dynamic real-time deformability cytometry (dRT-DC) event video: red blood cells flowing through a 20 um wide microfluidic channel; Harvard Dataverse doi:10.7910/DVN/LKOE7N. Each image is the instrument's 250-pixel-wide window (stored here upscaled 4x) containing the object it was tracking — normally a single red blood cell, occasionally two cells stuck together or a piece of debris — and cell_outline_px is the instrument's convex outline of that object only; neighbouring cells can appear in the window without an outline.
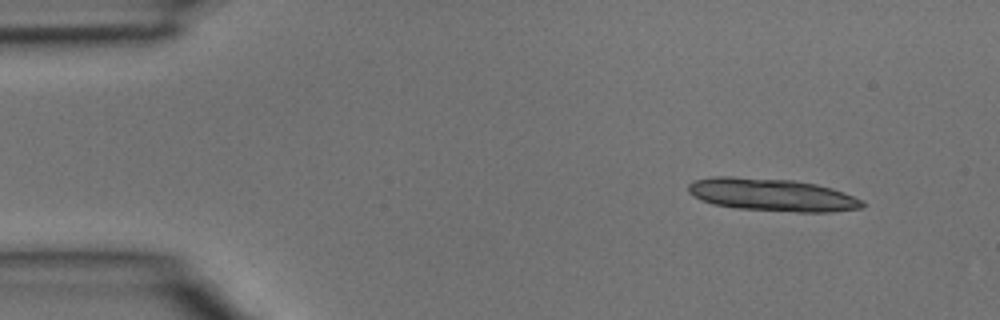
{"species": "common noctule bat (a hibernating species)", "species_latin": "Nyctalus noctula", "temperature_condition": "room temperature", "stored_images_in_passage": 3, "segment_of_instrument_passage": [1, 2], "camera_frame_rate_fps": 3000, "um_per_image_px": 0.085, "animal": {"sex": "male", "body_mass_g": 15.6}, "frame": {"image": 1, "passage_image": 1, "time_ms": 0.0, "image_size_px": [1000, 320], "cell_outline_px": [[864, 208], [832, 212], [796, 212], [736, 208], [712, 204], [700, 200], [688, 192], [688, 184], [692, 180], [712, 176], [732, 176], [792, 180], [816, 184], [832, 188], [852, 196], [860, 200], [864, 204]], "centroid_in_image_um": [65.57, 16.55], "position_along_channel_um": 19.4, "area_um2": 33.29}}